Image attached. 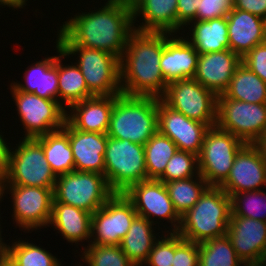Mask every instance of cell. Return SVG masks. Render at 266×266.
<instances>
[{
  "instance_id": "cell-55",
  "label": "cell",
  "mask_w": 266,
  "mask_h": 266,
  "mask_svg": "<svg viewBox=\"0 0 266 266\" xmlns=\"http://www.w3.org/2000/svg\"><path fill=\"white\" fill-rule=\"evenodd\" d=\"M3 200L1 199V186H0V203L2 202Z\"/></svg>"
},
{
  "instance_id": "cell-41",
  "label": "cell",
  "mask_w": 266,
  "mask_h": 266,
  "mask_svg": "<svg viewBox=\"0 0 266 266\" xmlns=\"http://www.w3.org/2000/svg\"><path fill=\"white\" fill-rule=\"evenodd\" d=\"M233 9L234 0H200L196 11V21L227 17Z\"/></svg>"
},
{
  "instance_id": "cell-16",
  "label": "cell",
  "mask_w": 266,
  "mask_h": 266,
  "mask_svg": "<svg viewBox=\"0 0 266 266\" xmlns=\"http://www.w3.org/2000/svg\"><path fill=\"white\" fill-rule=\"evenodd\" d=\"M209 128L207 124L189 119L158 98V131L169 137L178 150L199 155Z\"/></svg>"
},
{
  "instance_id": "cell-6",
  "label": "cell",
  "mask_w": 266,
  "mask_h": 266,
  "mask_svg": "<svg viewBox=\"0 0 266 266\" xmlns=\"http://www.w3.org/2000/svg\"><path fill=\"white\" fill-rule=\"evenodd\" d=\"M56 179L43 147L36 138H21L16 146L10 147L8 174L4 185L54 189Z\"/></svg>"
},
{
  "instance_id": "cell-28",
  "label": "cell",
  "mask_w": 266,
  "mask_h": 266,
  "mask_svg": "<svg viewBox=\"0 0 266 266\" xmlns=\"http://www.w3.org/2000/svg\"><path fill=\"white\" fill-rule=\"evenodd\" d=\"M155 225L146 218L137 216L127 234L122 239L120 247L123 253L135 266H143L147 261L154 243L163 234V229L154 227ZM161 230V232H157ZM157 232V233H156Z\"/></svg>"
},
{
  "instance_id": "cell-38",
  "label": "cell",
  "mask_w": 266,
  "mask_h": 266,
  "mask_svg": "<svg viewBox=\"0 0 266 266\" xmlns=\"http://www.w3.org/2000/svg\"><path fill=\"white\" fill-rule=\"evenodd\" d=\"M200 175L198 155L177 150L167 163L164 173L158 178L162 182L187 179Z\"/></svg>"
},
{
  "instance_id": "cell-21",
  "label": "cell",
  "mask_w": 266,
  "mask_h": 266,
  "mask_svg": "<svg viewBox=\"0 0 266 266\" xmlns=\"http://www.w3.org/2000/svg\"><path fill=\"white\" fill-rule=\"evenodd\" d=\"M229 49L243 58L256 45L266 42V20L240 9L227 15Z\"/></svg>"
},
{
  "instance_id": "cell-45",
  "label": "cell",
  "mask_w": 266,
  "mask_h": 266,
  "mask_svg": "<svg viewBox=\"0 0 266 266\" xmlns=\"http://www.w3.org/2000/svg\"><path fill=\"white\" fill-rule=\"evenodd\" d=\"M3 137L4 134L1 131L0 132V186L4 185L6 182L8 174L9 152H10L9 147H11V143H7L6 138Z\"/></svg>"
},
{
  "instance_id": "cell-26",
  "label": "cell",
  "mask_w": 266,
  "mask_h": 266,
  "mask_svg": "<svg viewBox=\"0 0 266 266\" xmlns=\"http://www.w3.org/2000/svg\"><path fill=\"white\" fill-rule=\"evenodd\" d=\"M25 69V84L17 79L12 81L19 91L58 101V53L57 56H45Z\"/></svg>"
},
{
  "instance_id": "cell-49",
  "label": "cell",
  "mask_w": 266,
  "mask_h": 266,
  "mask_svg": "<svg viewBox=\"0 0 266 266\" xmlns=\"http://www.w3.org/2000/svg\"><path fill=\"white\" fill-rule=\"evenodd\" d=\"M1 218H2V217H0V219H1ZM0 222H1V221H0ZM1 224H2V223H0V251H1V250H7V246H8V245H7L8 243L4 242L5 240H3L2 235H1L2 232H3V231H2Z\"/></svg>"
},
{
  "instance_id": "cell-30",
  "label": "cell",
  "mask_w": 266,
  "mask_h": 266,
  "mask_svg": "<svg viewBox=\"0 0 266 266\" xmlns=\"http://www.w3.org/2000/svg\"><path fill=\"white\" fill-rule=\"evenodd\" d=\"M36 139L41 143L46 160L56 177L75 171L67 120L63 128L36 137Z\"/></svg>"
},
{
  "instance_id": "cell-17",
  "label": "cell",
  "mask_w": 266,
  "mask_h": 266,
  "mask_svg": "<svg viewBox=\"0 0 266 266\" xmlns=\"http://www.w3.org/2000/svg\"><path fill=\"white\" fill-rule=\"evenodd\" d=\"M229 196L266 189V165L254 144H245L237 153L227 179L219 186Z\"/></svg>"
},
{
  "instance_id": "cell-37",
  "label": "cell",
  "mask_w": 266,
  "mask_h": 266,
  "mask_svg": "<svg viewBox=\"0 0 266 266\" xmlns=\"http://www.w3.org/2000/svg\"><path fill=\"white\" fill-rule=\"evenodd\" d=\"M82 247L80 259L86 266H135L118 245L89 244Z\"/></svg>"
},
{
  "instance_id": "cell-4",
  "label": "cell",
  "mask_w": 266,
  "mask_h": 266,
  "mask_svg": "<svg viewBox=\"0 0 266 266\" xmlns=\"http://www.w3.org/2000/svg\"><path fill=\"white\" fill-rule=\"evenodd\" d=\"M158 131V97L114 95L108 137L145 145Z\"/></svg>"
},
{
  "instance_id": "cell-12",
  "label": "cell",
  "mask_w": 266,
  "mask_h": 266,
  "mask_svg": "<svg viewBox=\"0 0 266 266\" xmlns=\"http://www.w3.org/2000/svg\"><path fill=\"white\" fill-rule=\"evenodd\" d=\"M217 98L213 91L203 87L194 78L168 83L165 93L160 97L172 109L209 127L216 126Z\"/></svg>"
},
{
  "instance_id": "cell-42",
  "label": "cell",
  "mask_w": 266,
  "mask_h": 266,
  "mask_svg": "<svg viewBox=\"0 0 266 266\" xmlns=\"http://www.w3.org/2000/svg\"><path fill=\"white\" fill-rule=\"evenodd\" d=\"M242 64L266 83V42L256 45L247 53L242 58Z\"/></svg>"
},
{
  "instance_id": "cell-24",
  "label": "cell",
  "mask_w": 266,
  "mask_h": 266,
  "mask_svg": "<svg viewBox=\"0 0 266 266\" xmlns=\"http://www.w3.org/2000/svg\"><path fill=\"white\" fill-rule=\"evenodd\" d=\"M113 105L114 95H95L73 104L66 120L79 131L107 134Z\"/></svg>"
},
{
  "instance_id": "cell-47",
  "label": "cell",
  "mask_w": 266,
  "mask_h": 266,
  "mask_svg": "<svg viewBox=\"0 0 266 266\" xmlns=\"http://www.w3.org/2000/svg\"><path fill=\"white\" fill-rule=\"evenodd\" d=\"M253 144L260 152L262 160L266 165V134L261 138L257 139Z\"/></svg>"
},
{
  "instance_id": "cell-50",
  "label": "cell",
  "mask_w": 266,
  "mask_h": 266,
  "mask_svg": "<svg viewBox=\"0 0 266 266\" xmlns=\"http://www.w3.org/2000/svg\"><path fill=\"white\" fill-rule=\"evenodd\" d=\"M242 266H262L260 262L244 263Z\"/></svg>"
},
{
  "instance_id": "cell-51",
  "label": "cell",
  "mask_w": 266,
  "mask_h": 266,
  "mask_svg": "<svg viewBox=\"0 0 266 266\" xmlns=\"http://www.w3.org/2000/svg\"><path fill=\"white\" fill-rule=\"evenodd\" d=\"M259 262L262 264V266H266V254L260 259Z\"/></svg>"
},
{
  "instance_id": "cell-8",
  "label": "cell",
  "mask_w": 266,
  "mask_h": 266,
  "mask_svg": "<svg viewBox=\"0 0 266 266\" xmlns=\"http://www.w3.org/2000/svg\"><path fill=\"white\" fill-rule=\"evenodd\" d=\"M114 193L104 175L73 171L57 177L52 203L68 204L93 214Z\"/></svg>"
},
{
  "instance_id": "cell-27",
  "label": "cell",
  "mask_w": 266,
  "mask_h": 266,
  "mask_svg": "<svg viewBox=\"0 0 266 266\" xmlns=\"http://www.w3.org/2000/svg\"><path fill=\"white\" fill-rule=\"evenodd\" d=\"M187 26L186 28L189 29L187 34H190L187 36L183 34V36L199 54L229 49L226 17L208 21H192Z\"/></svg>"
},
{
  "instance_id": "cell-40",
  "label": "cell",
  "mask_w": 266,
  "mask_h": 266,
  "mask_svg": "<svg viewBox=\"0 0 266 266\" xmlns=\"http://www.w3.org/2000/svg\"><path fill=\"white\" fill-rule=\"evenodd\" d=\"M172 266H199V243L184 240L175 233V253Z\"/></svg>"
},
{
  "instance_id": "cell-10",
  "label": "cell",
  "mask_w": 266,
  "mask_h": 266,
  "mask_svg": "<svg viewBox=\"0 0 266 266\" xmlns=\"http://www.w3.org/2000/svg\"><path fill=\"white\" fill-rule=\"evenodd\" d=\"M245 144L217 126L207 130L198 161L200 175L209 186L219 187L227 179L237 153Z\"/></svg>"
},
{
  "instance_id": "cell-54",
  "label": "cell",
  "mask_w": 266,
  "mask_h": 266,
  "mask_svg": "<svg viewBox=\"0 0 266 266\" xmlns=\"http://www.w3.org/2000/svg\"><path fill=\"white\" fill-rule=\"evenodd\" d=\"M80 264H81V263L79 262V264L76 263L75 265H76V266H83V264H81V265H80ZM63 265H64V264H61V266H63Z\"/></svg>"
},
{
  "instance_id": "cell-25",
  "label": "cell",
  "mask_w": 266,
  "mask_h": 266,
  "mask_svg": "<svg viewBox=\"0 0 266 266\" xmlns=\"http://www.w3.org/2000/svg\"><path fill=\"white\" fill-rule=\"evenodd\" d=\"M91 217L92 214L62 203H52V215L49 227L53 226L56 233H60L62 238L68 243L78 245L85 242L89 245L91 237Z\"/></svg>"
},
{
  "instance_id": "cell-20",
  "label": "cell",
  "mask_w": 266,
  "mask_h": 266,
  "mask_svg": "<svg viewBox=\"0 0 266 266\" xmlns=\"http://www.w3.org/2000/svg\"><path fill=\"white\" fill-rule=\"evenodd\" d=\"M177 1L134 0L131 3L134 30L181 34L182 29L177 25ZM138 16L143 22L136 26Z\"/></svg>"
},
{
  "instance_id": "cell-2",
  "label": "cell",
  "mask_w": 266,
  "mask_h": 266,
  "mask_svg": "<svg viewBox=\"0 0 266 266\" xmlns=\"http://www.w3.org/2000/svg\"><path fill=\"white\" fill-rule=\"evenodd\" d=\"M172 35L166 32L134 30L128 37L120 58L122 94L128 96H154L160 98L166 90L160 60L165 41Z\"/></svg>"
},
{
  "instance_id": "cell-5",
  "label": "cell",
  "mask_w": 266,
  "mask_h": 266,
  "mask_svg": "<svg viewBox=\"0 0 266 266\" xmlns=\"http://www.w3.org/2000/svg\"><path fill=\"white\" fill-rule=\"evenodd\" d=\"M68 56L76 57L88 90L95 96L120 95V59L108 52L77 45H60ZM77 54V55H76Z\"/></svg>"
},
{
  "instance_id": "cell-35",
  "label": "cell",
  "mask_w": 266,
  "mask_h": 266,
  "mask_svg": "<svg viewBox=\"0 0 266 266\" xmlns=\"http://www.w3.org/2000/svg\"><path fill=\"white\" fill-rule=\"evenodd\" d=\"M243 264L227 235L199 244V266H242Z\"/></svg>"
},
{
  "instance_id": "cell-3",
  "label": "cell",
  "mask_w": 266,
  "mask_h": 266,
  "mask_svg": "<svg viewBox=\"0 0 266 266\" xmlns=\"http://www.w3.org/2000/svg\"><path fill=\"white\" fill-rule=\"evenodd\" d=\"M231 218L230 196L220 187L209 186L198 202L181 216L177 234L202 243L227 234Z\"/></svg>"
},
{
  "instance_id": "cell-11",
  "label": "cell",
  "mask_w": 266,
  "mask_h": 266,
  "mask_svg": "<svg viewBox=\"0 0 266 266\" xmlns=\"http://www.w3.org/2000/svg\"><path fill=\"white\" fill-rule=\"evenodd\" d=\"M11 194V205L13 208L12 219L19 229L25 233L33 230L37 231L43 227H49L52 215V202L54 199V189L20 186L2 185L1 199L5 193ZM31 230V231H30Z\"/></svg>"
},
{
  "instance_id": "cell-18",
  "label": "cell",
  "mask_w": 266,
  "mask_h": 266,
  "mask_svg": "<svg viewBox=\"0 0 266 266\" xmlns=\"http://www.w3.org/2000/svg\"><path fill=\"white\" fill-rule=\"evenodd\" d=\"M241 64L242 58L230 49L199 54L193 78L219 96L228 89L236 69Z\"/></svg>"
},
{
  "instance_id": "cell-33",
  "label": "cell",
  "mask_w": 266,
  "mask_h": 266,
  "mask_svg": "<svg viewBox=\"0 0 266 266\" xmlns=\"http://www.w3.org/2000/svg\"><path fill=\"white\" fill-rule=\"evenodd\" d=\"M164 184L169 198L180 216L190 210L198 202L203 192L209 187L201 175L164 182Z\"/></svg>"
},
{
  "instance_id": "cell-32",
  "label": "cell",
  "mask_w": 266,
  "mask_h": 266,
  "mask_svg": "<svg viewBox=\"0 0 266 266\" xmlns=\"http://www.w3.org/2000/svg\"><path fill=\"white\" fill-rule=\"evenodd\" d=\"M11 242L8 243L7 253L13 266H61L63 262L52 252L36 243L21 240V237Z\"/></svg>"
},
{
  "instance_id": "cell-46",
  "label": "cell",
  "mask_w": 266,
  "mask_h": 266,
  "mask_svg": "<svg viewBox=\"0 0 266 266\" xmlns=\"http://www.w3.org/2000/svg\"><path fill=\"white\" fill-rule=\"evenodd\" d=\"M27 1L28 0H0V7L7 6V8L9 7V9L11 7L12 9H14V11L15 9L18 11V9L25 8Z\"/></svg>"
},
{
  "instance_id": "cell-15",
  "label": "cell",
  "mask_w": 266,
  "mask_h": 266,
  "mask_svg": "<svg viewBox=\"0 0 266 266\" xmlns=\"http://www.w3.org/2000/svg\"><path fill=\"white\" fill-rule=\"evenodd\" d=\"M137 216L132 202L124 193H114L92 214L89 244L120 246Z\"/></svg>"
},
{
  "instance_id": "cell-34",
  "label": "cell",
  "mask_w": 266,
  "mask_h": 266,
  "mask_svg": "<svg viewBox=\"0 0 266 266\" xmlns=\"http://www.w3.org/2000/svg\"><path fill=\"white\" fill-rule=\"evenodd\" d=\"M147 179H158L170 158L178 150L176 144L157 131L144 145Z\"/></svg>"
},
{
  "instance_id": "cell-1",
  "label": "cell",
  "mask_w": 266,
  "mask_h": 266,
  "mask_svg": "<svg viewBox=\"0 0 266 266\" xmlns=\"http://www.w3.org/2000/svg\"><path fill=\"white\" fill-rule=\"evenodd\" d=\"M101 7L77 12L58 27L59 45H77L122 57L129 35L134 31L132 6L121 1L103 2ZM96 9V10H95Z\"/></svg>"
},
{
  "instance_id": "cell-31",
  "label": "cell",
  "mask_w": 266,
  "mask_h": 266,
  "mask_svg": "<svg viewBox=\"0 0 266 266\" xmlns=\"http://www.w3.org/2000/svg\"><path fill=\"white\" fill-rule=\"evenodd\" d=\"M227 98L247 103H266V83L254 72L241 64L235 71L228 89Z\"/></svg>"
},
{
  "instance_id": "cell-36",
  "label": "cell",
  "mask_w": 266,
  "mask_h": 266,
  "mask_svg": "<svg viewBox=\"0 0 266 266\" xmlns=\"http://www.w3.org/2000/svg\"><path fill=\"white\" fill-rule=\"evenodd\" d=\"M231 216L266 222V190L244 191L230 195Z\"/></svg>"
},
{
  "instance_id": "cell-48",
  "label": "cell",
  "mask_w": 266,
  "mask_h": 266,
  "mask_svg": "<svg viewBox=\"0 0 266 266\" xmlns=\"http://www.w3.org/2000/svg\"><path fill=\"white\" fill-rule=\"evenodd\" d=\"M9 261L7 250L0 251V266H4Z\"/></svg>"
},
{
  "instance_id": "cell-19",
  "label": "cell",
  "mask_w": 266,
  "mask_h": 266,
  "mask_svg": "<svg viewBox=\"0 0 266 266\" xmlns=\"http://www.w3.org/2000/svg\"><path fill=\"white\" fill-rule=\"evenodd\" d=\"M244 263L259 262L266 254V222L231 216L226 234Z\"/></svg>"
},
{
  "instance_id": "cell-23",
  "label": "cell",
  "mask_w": 266,
  "mask_h": 266,
  "mask_svg": "<svg viewBox=\"0 0 266 266\" xmlns=\"http://www.w3.org/2000/svg\"><path fill=\"white\" fill-rule=\"evenodd\" d=\"M68 136L75 171L96 172L104 175V155L108 135L79 131L68 122Z\"/></svg>"
},
{
  "instance_id": "cell-44",
  "label": "cell",
  "mask_w": 266,
  "mask_h": 266,
  "mask_svg": "<svg viewBox=\"0 0 266 266\" xmlns=\"http://www.w3.org/2000/svg\"><path fill=\"white\" fill-rule=\"evenodd\" d=\"M234 8L247 11L266 20V0H234Z\"/></svg>"
},
{
  "instance_id": "cell-53",
  "label": "cell",
  "mask_w": 266,
  "mask_h": 266,
  "mask_svg": "<svg viewBox=\"0 0 266 266\" xmlns=\"http://www.w3.org/2000/svg\"><path fill=\"white\" fill-rule=\"evenodd\" d=\"M4 266H13L10 261H8Z\"/></svg>"
},
{
  "instance_id": "cell-14",
  "label": "cell",
  "mask_w": 266,
  "mask_h": 266,
  "mask_svg": "<svg viewBox=\"0 0 266 266\" xmlns=\"http://www.w3.org/2000/svg\"><path fill=\"white\" fill-rule=\"evenodd\" d=\"M124 195L132 202L138 216L146 218L156 227L158 224V228H161L159 225L167 220L165 223H169L171 228L168 226L163 233L177 232L181 216L175 210L164 182L158 179H146L131 185Z\"/></svg>"
},
{
  "instance_id": "cell-9",
  "label": "cell",
  "mask_w": 266,
  "mask_h": 266,
  "mask_svg": "<svg viewBox=\"0 0 266 266\" xmlns=\"http://www.w3.org/2000/svg\"><path fill=\"white\" fill-rule=\"evenodd\" d=\"M10 94L23 125V138H36L63 128L67 110L56 100L19 91L11 82Z\"/></svg>"
},
{
  "instance_id": "cell-22",
  "label": "cell",
  "mask_w": 266,
  "mask_h": 266,
  "mask_svg": "<svg viewBox=\"0 0 266 266\" xmlns=\"http://www.w3.org/2000/svg\"><path fill=\"white\" fill-rule=\"evenodd\" d=\"M199 53L179 34H172L163 48L160 68L167 83L193 78L196 73Z\"/></svg>"
},
{
  "instance_id": "cell-39",
  "label": "cell",
  "mask_w": 266,
  "mask_h": 266,
  "mask_svg": "<svg viewBox=\"0 0 266 266\" xmlns=\"http://www.w3.org/2000/svg\"><path fill=\"white\" fill-rule=\"evenodd\" d=\"M175 253V233L161 234L154 243L143 266H172Z\"/></svg>"
},
{
  "instance_id": "cell-7",
  "label": "cell",
  "mask_w": 266,
  "mask_h": 266,
  "mask_svg": "<svg viewBox=\"0 0 266 266\" xmlns=\"http://www.w3.org/2000/svg\"><path fill=\"white\" fill-rule=\"evenodd\" d=\"M104 162V176L115 193L147 179L144 145L108 137Z\"/></svg>"
},
{
  "instance_id": "cell-43",
  "label": "cell",
  "mask_w": 266,
  "mask_h": 266,
  "mask_svg": "<svg viewBox=\"0 0 266 266\" xmlns=\"http://www.w3.org/2000/svg\"><path fill=\"white\" fill-rule=\"evenodd\" d=\"M200 0H178L177 1V25L185 33L187 25L196 21V11L199 7ZM184 29V30H183ZM186 29V30H185Z\"/></svg>"
},
{
  "instance_id": "cell-13",
  "label": "cell",
  "mask_w": 266,
  "mask_h": 266,
  "mask_svg": "<svg viewBox=\"0 0 266 266\" xmlns=\"http://www.w3.org/2000/svg\"><path fill=\"white\" fill-rule=\"evenodd\" d=\"M216 126L253 144L266 134V103H247L221 94L217 98Z\"/></svg>"
},
{
  "instance_id": "cell-52",
  "label": "cell",
  "mask_w": 266,
  "mask_h": 266,
  "mask_svg": "<svg viewBox=\"0 0 266 266\" xmlns=\"http://www.w3.org/2000/svg\"><path fill=\"white\" fill-rule=\"evenodd\" d=\"M107 1H121V2H127L131 4L134 0H107Z\"/></svg>"
},
{
  "instance_id": "cell-29",
  "label": "cell",
  "mask_w": 266,
  "mask_h": 266,
  "mask_svg": "<svg viewBox=\"0 0 266 266\" xmlns=\"http://www.w3.org/2000/svg\"><path fill=\"white\" fill-rule=\"evenodd\" d=\"M58 54V102L66 109L80 101L94 96L87 88L86 81L81 70L75 64H63L62 60L69 58L56 41ZM74 63V64H73ZM66 105V106H65Z\"/></svg>"
}]
</instances>
